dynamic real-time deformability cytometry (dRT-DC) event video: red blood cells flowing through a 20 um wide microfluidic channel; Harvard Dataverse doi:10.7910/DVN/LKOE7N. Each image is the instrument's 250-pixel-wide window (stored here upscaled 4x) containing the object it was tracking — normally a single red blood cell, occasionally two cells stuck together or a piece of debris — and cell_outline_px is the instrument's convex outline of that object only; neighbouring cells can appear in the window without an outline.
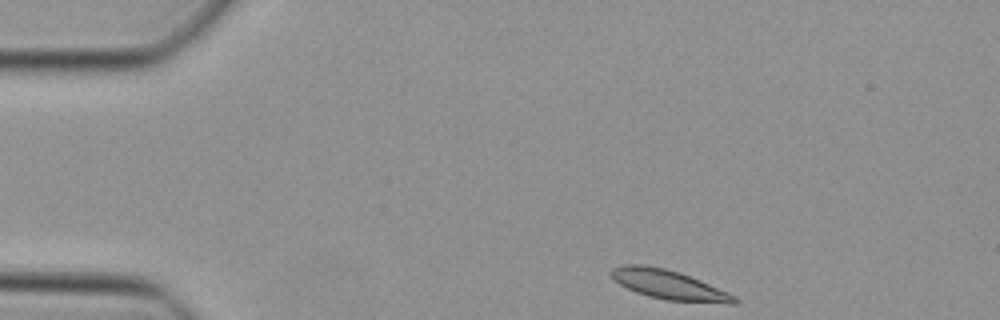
{"species": "Egyptian fruit bat (a non-hibernating species)", "species_latin": "Rousettus aegyptiacus", "temperature_condition": "cold", "stored_images_in_passage": 41, "camera_frame_rate_fps": 3000, "um_per_image_px": 0.085, "animal": {"sex": "female"}, "frame": {"image": 1, "passage_image": 1, "time_ms": 0.0, "image_size_px": [1000, 320], "cell_outline_px": [[740, 300], [736, 304], [728, 304], [668, 300], [648, 296], [636, 292], [620, 284], [608, 272], [612, 268], [624, 264], [644, 264], [664, 268], [680, 272], [700, 280], [728, 292], [736, 296]], "centroid_in_image_um": [56.89, 24.2], "position_along_channel_um": 28.1, "area_um2": 21.15}}
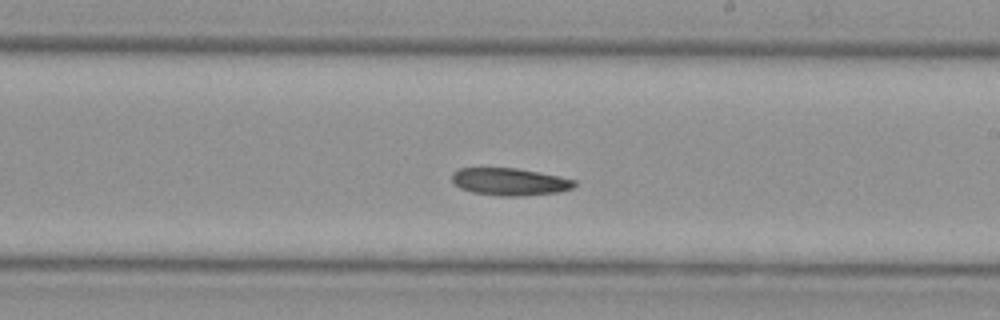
{"frame": {"image": 2, "passage_image": 21, "time_ms": 6.667, "image_size_px": [1000, 320], "cell_outline_px": [[576, 184], [572, 188], [556, 192], [524, 196], [500, 196], [472, 192], [460, 188], [452, 180], [452, 172], [456, 168], [516, 168], [560, 176], [576, 180]], "centroid_in_image_um": [43.31, 15.44], "position_along_channel_um": 245.7, "area_um2": 19.54}}
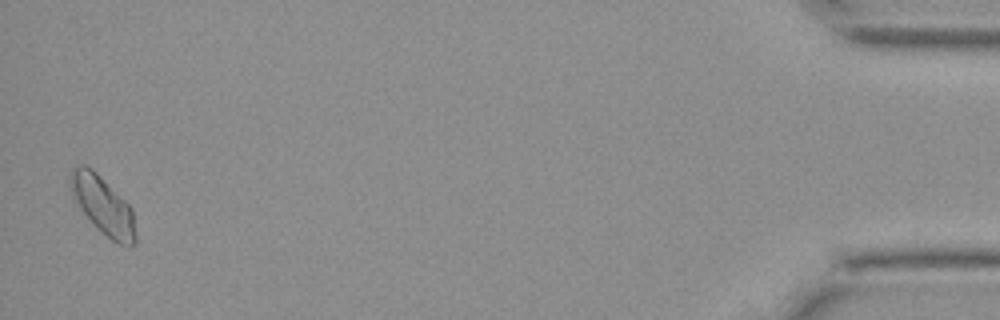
{"frame": {"image": 3, "passage_image": 40, "time_ms": 13.0, "image_size_px": [1000, 320], "cell_outline_px": [[136, 244], [120, 244], [112, 240], [96, 228], [92, 224], [80, 208], [72, 196], [68, 188], [68, 176], [72, 168], [80, 164], [84, 164], [92, 168], [132, 208], [136, 236]], "centroid_in_image_um": [8.69, 17.42], "position_along_channel_um": 426.5, "area_um2": 22.08}}